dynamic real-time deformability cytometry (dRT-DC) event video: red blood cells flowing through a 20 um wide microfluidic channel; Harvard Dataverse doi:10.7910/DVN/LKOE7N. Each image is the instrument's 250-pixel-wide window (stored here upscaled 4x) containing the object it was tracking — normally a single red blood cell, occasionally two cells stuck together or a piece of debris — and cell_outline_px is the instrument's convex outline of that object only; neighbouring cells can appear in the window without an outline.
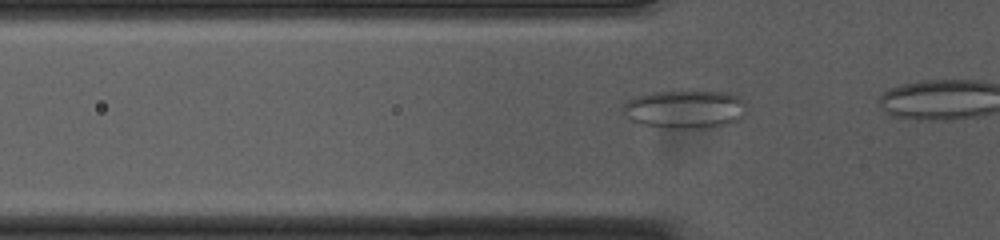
{"species": "common noctule bat (a hibernating species)", "species_latin": "Nyctalus noctula", "temperature_condition": "cold", "stored_images_in_passage": 10, "camera_frame_rate_fps": 3000, "um_per_image_px": 0.085, "animal": {"sex": "female", "body_mass_g": 23.0, "forearm_length_mm": 53.4}, "frame": {"image": 1, "passage_image": 4, "time_ms": 1.0, "image_size_px": [1000, 240], "cell_outline_px": [[748, 108], [744, 116], [740, 120], [732, 124], [712, 128], [672, 128], [640, 124], [632, 120], [624, 112], [624, 104], [628, 100], [636, 96], [652, 92], [692, 88], [728, 92], [740, 96], [744, 100]], "centroid_in_image_um": [58.35, 9.24], "position_along_channel_um": 67.4, "area_um2": 28.9}}